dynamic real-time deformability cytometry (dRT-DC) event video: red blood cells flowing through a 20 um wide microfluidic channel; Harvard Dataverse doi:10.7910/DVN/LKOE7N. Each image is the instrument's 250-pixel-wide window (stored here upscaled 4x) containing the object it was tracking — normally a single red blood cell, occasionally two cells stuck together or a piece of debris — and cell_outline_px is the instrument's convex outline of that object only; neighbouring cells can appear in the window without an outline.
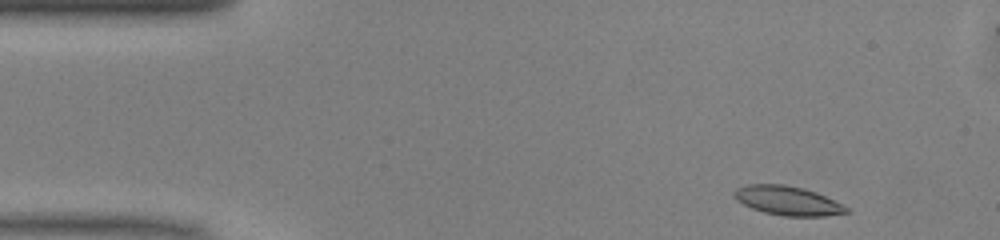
{"species": "common noctule bat (a hibernating species)", "species_latin": "Nyctalus noctula", "temperature_condition": "warm", "stored_images_in_passage": 46, "camera_frame_rate_fps": 3000, "um_per_image_px": 0.085, "animal": {"sex": "male", "body_mass_g": 13.0, "forearm_length_mm": 53.1}, "frame": {"image": 1, "passage_image": 1, "time_ms": 0.0, "image_size_px": [1000, 240], "cell_outline_px": [[852, 212], [824, 216], [784, 216], [764, 212], [752, 208], [736, 200], [732, 192], [736, 188], [748, 184], [784, 184], [804, 188], [816, 192], [848, 208]], "centroid_in_image_um": [66.92, 17.05], "position_along_channel_um": 18.1, "area_um2": 18.96}}
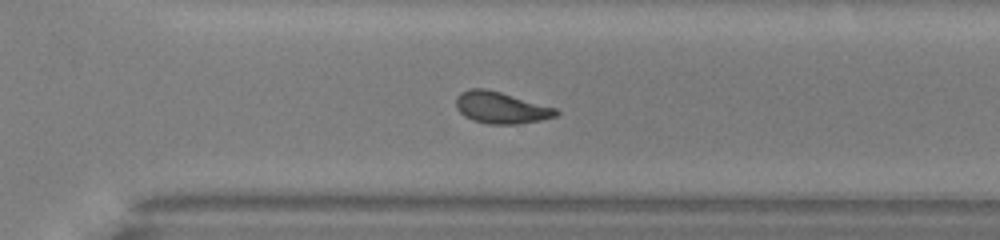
{"frame": {"image": 2, "passage_image": 30, "time_ms": 9.667, "image_size_px": [1000, 240], "cell_outline_px": [[560, 112], [556, 116], [540, 120], [516, 124], [488, 124], [472, 120], [464, 116], [456, 108], [456, 96], [460, 92], [468, 88], [484, 88], [500, 92], [556, 108]], "centroid_in_image_um": [42.54, 9.15], "position_along_channel_um": 328.1, "area_um2": 18.44}}
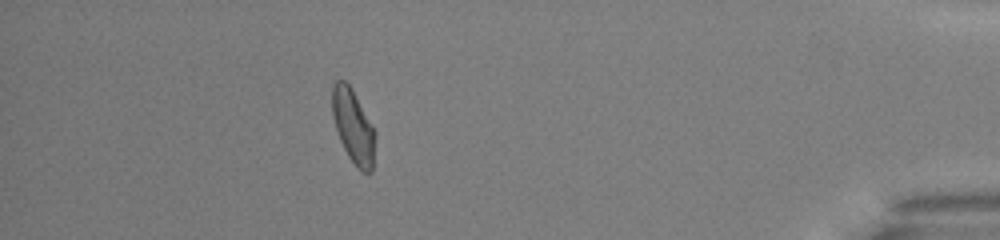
{"frame": {"image": 3, "passage_image": 40, "time_ms": 13.0, "image_size_px": [1000, 240], "cell_outline_px": [[372, 172], [360, 172], [348, 156], [340, 140], [332, 116], [332, 84], [336, 80], [344, 80], [352, 88], [372, 128]], "centroid_in_image_um": [29.94, 10.7], "position_along_channel_um": 405.3, "area_um2": 17.63}, "authors_computed_cell_mechanics": {"area_um2": 18.5538, "velocity_mm_per_s": 4.0656, "shape_relaxation_time_tau1_ms": 6.7813, "shape_relaxation_time_tau2_ms": 1.7998, "deformation_change_tau1": 0.1726, "deformation_change_tau2": 0.0879}}